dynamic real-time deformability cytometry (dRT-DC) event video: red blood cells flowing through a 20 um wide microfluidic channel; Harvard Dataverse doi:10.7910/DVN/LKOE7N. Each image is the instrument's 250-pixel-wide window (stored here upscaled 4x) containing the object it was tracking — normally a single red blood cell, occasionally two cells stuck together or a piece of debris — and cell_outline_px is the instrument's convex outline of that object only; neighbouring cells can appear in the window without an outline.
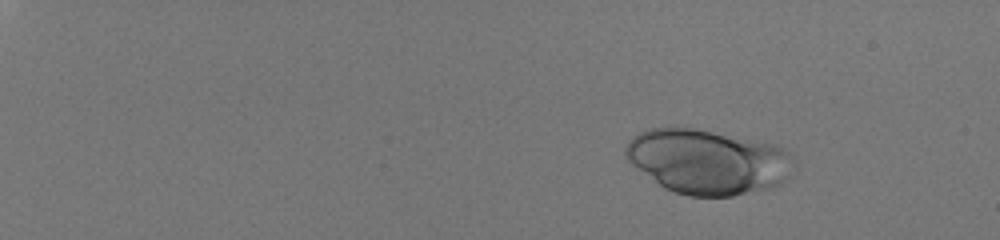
{"species": "human", "species_latin": "Homo sapiens", "temperature_condition": "room temperature", "stored_images_in_passage": 52, "camera_frame_rate_fps": 3000, "um_per_image_px": 0.085, "donor": {"sex": "male"}, "frame": {"image": 1, "passage_image": 10, "time_ms": 3.0, "image_size_px": [1000, 240], "cell_outline_px": [[796, 164], [784, 180], [780, 184], [768, 188], [732, 196], [688, 196], [664, 188], [632, 164], [628, 160], [624, 152], [624, 148], [628, 140], [632, 136], [648, 128], [676, 124], [696, 128], [772, 144], [784, 148], [796, 160]], "centroid_in_image_um": [60.12, 13.7], "position_along_channel_um": 24.9, "area_um2": 63.93}}